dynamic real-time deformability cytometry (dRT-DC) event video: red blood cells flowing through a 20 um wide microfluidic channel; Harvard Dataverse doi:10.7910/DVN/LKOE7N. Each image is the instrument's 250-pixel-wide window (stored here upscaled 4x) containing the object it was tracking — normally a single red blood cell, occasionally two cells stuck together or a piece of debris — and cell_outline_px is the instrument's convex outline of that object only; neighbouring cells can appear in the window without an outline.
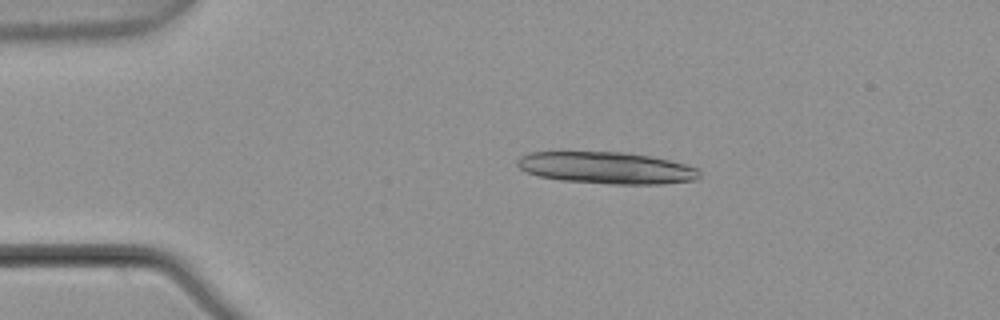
{"species": "common noctule bat (a hibernating species)", "species_latin": "Nyctalus noctula", "temperature_condition": "warm", "stored_images_in_passage": 5, "camera_frame_rate_fps": 3000, "um_per_image_px": 0.085, "animal": {"sex": "male", "body_mass_g": 21.5, "forearm_length_mm": 52.0}, "frame": {"image": 1, "passage_image": 2, "time_ms": 0.333, "image_size_px": [1000, 320], "cell_outline_px": [[700, 176], [696, 180], [664, 184], [612, 184], [560, 180], [540, 176], [528, 172], [520, 168], [516, 164], [516, 160], [520, 156], [528, 152], [624, 152], [648, 156], [668, 160], [684, 164], [696, 168], [700, 172]], "centroid_in_image_um": [51.55, 14.27], "position_along_channel_um": 33.5, "area_um2": 33.7}}
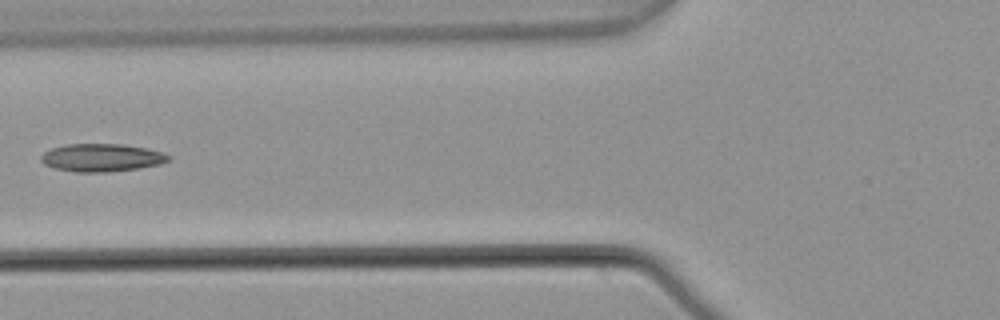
{"frame": {"image": 2, "passage_image": 5, "time_ms": 1.333, "image_size_px": [1000, 320], "cell_outline_px": [[172, 160], [160, 164], [140, 168], [108, 172], [76, 172], [52, 168], [44, 164], [40, 160], [40, 156], [44, 152], [52, 148], [68, 144], [124, 144], [144, 148], [160, 152], [172, 156]], "centroid_in_image_um": [8.64, 13.41], "position_along_channel_um": 117.2, "area_um2": 20.81}}